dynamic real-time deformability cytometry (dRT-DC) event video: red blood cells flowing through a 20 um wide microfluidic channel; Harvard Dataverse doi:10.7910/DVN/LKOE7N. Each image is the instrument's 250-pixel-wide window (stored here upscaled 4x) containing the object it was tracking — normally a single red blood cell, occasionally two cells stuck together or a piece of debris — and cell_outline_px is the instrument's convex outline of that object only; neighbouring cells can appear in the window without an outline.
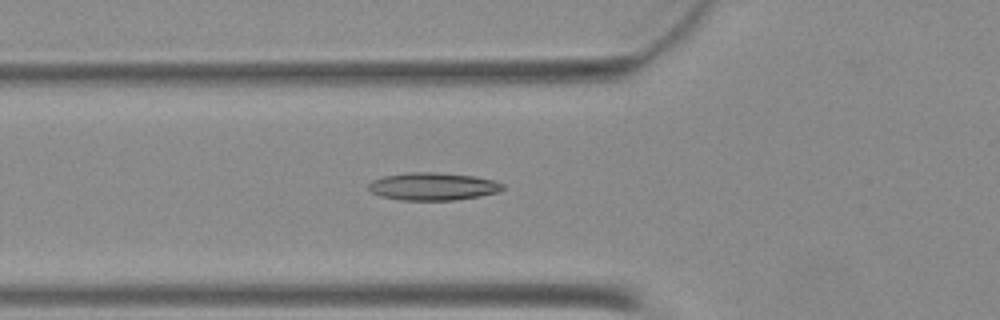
{"species": "Egyptian fruit bat (a non-hibernating species)", "species_latin": "Rousettus aegyptiacus", "temperature_condition": "warm", "stored_images_in_passage": 28, "camera_frame_rate_fps": 3000, "um_per_image_px": 0.085, "animal": {"sex": "female"}, "frame": {"image": 1, "passage_image": 2, "time_ms": 0.333, "image_size_px": [1000, 320], "cell_outline_px": [[504, 188], [500, 192], [480, 196], [456, 200], [400, 200], [380, 196], [372, 192], [368, 188], [368, 184], [372, 180], [384, 176], [408, 172], [436, 172], [476, 176], [492, 180], [504, 184]], "centroid_in_image_um": [36.81, 15.84], "position_along_channel_um": 89.0, "area_um2": 21.79}}
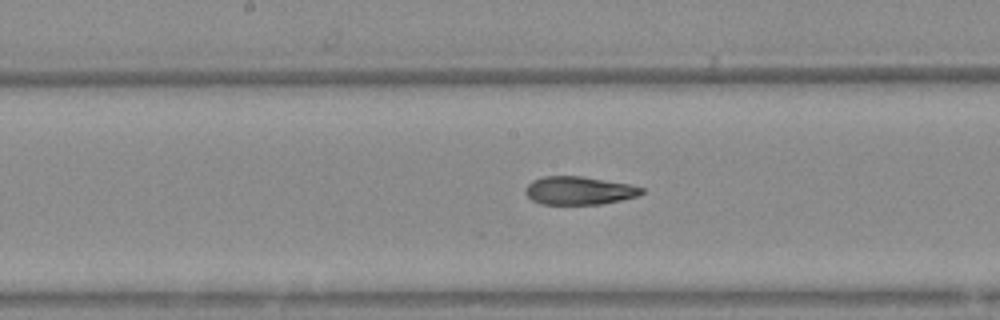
{"frame": {"image": 2, "passage_image": 10, "time_ms": 3.0, "image_size_px": [1000, 320], "cell_outline_px": [[644, 192], [636, 196], [620, 200], [600, 204], [540, 204], [532, 200], [524, 192], [524, 188], [532, 180], [544, 176], [584, 176], [632, 184], [644, 188]], "centroid_in_image_um": [49.21, 16.18], "position_along_channel_um": 199.0, "area_um2": 19.25}}
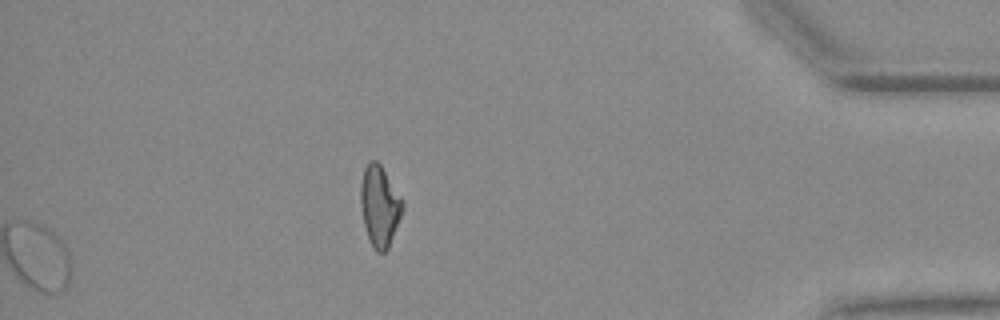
{"frame": {"image": 3, "passage_image": 28, "time_ms": 9.0, "image_size_px": [1000, 320], "cell_outline_px": [[404, 208], [388, 248], [384, 252], [376, 252], [368, 236], [364, 224], [360, 204], [360, 184], [364, 168], [368, 160], [376, 160], [380, 164], [404, 200]], "centroid_in_image_um": [32.27, 17.47], "position_along_channel_um": 402.9, "area_um2": 19.77}}